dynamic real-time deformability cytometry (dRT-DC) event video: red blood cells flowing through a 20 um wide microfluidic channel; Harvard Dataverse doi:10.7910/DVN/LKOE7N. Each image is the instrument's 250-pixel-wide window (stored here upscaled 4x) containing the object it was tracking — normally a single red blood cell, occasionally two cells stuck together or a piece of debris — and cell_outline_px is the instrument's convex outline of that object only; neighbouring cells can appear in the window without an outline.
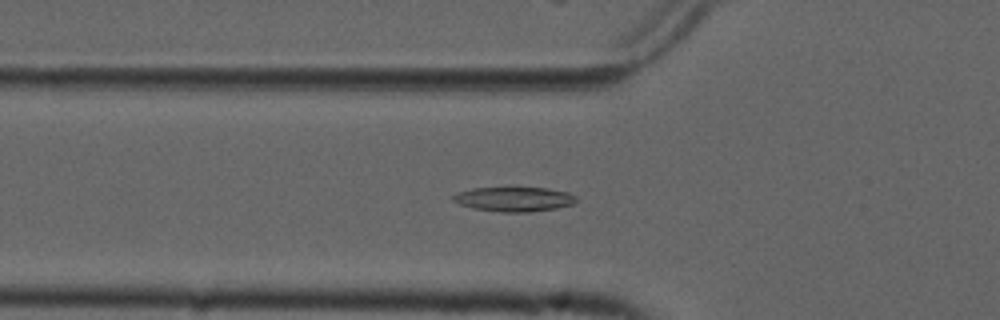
{"species": "common noctule bat (a hibernating species)", "species_latin": "Nyctalus noctula", "temperature_condition": "cold", "stored_images_in_passage": 55, "camera_frame_rate_fps": 3000, "um_per_image_px": 0.085, "animal": {"sex": "male", "forearm_length_mm": 52.5}, "frame": {"image": 1, "passage_image": 19, "time_ms": 6.0, "image_size_px": [1000, 320], "cell_outline_px": [[576, 200], [572, 204], [556, 208], [532, 212], [500, 212], [472, 208], [460, 204], [452, 200], [452, 196], [456, 192], [472, 188], [548, 188], [568, 192], [576, 196]], "centroid_in_image_um": [43.67, 16.93], "position_along_channel_um": 82.1, "area_um2": 17.63}}
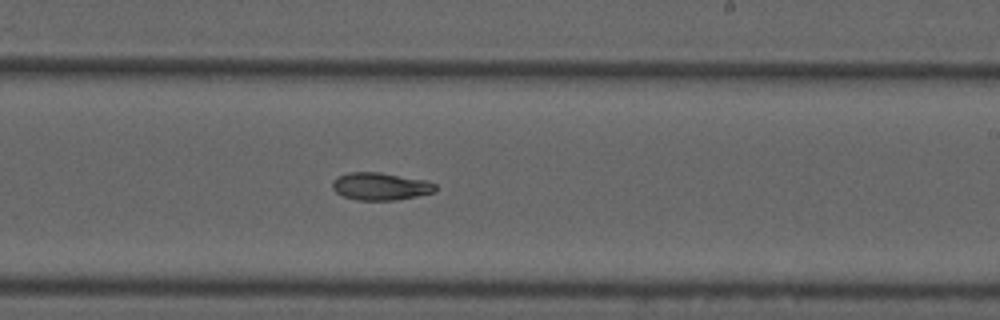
{"frame": {"image": 2, "passage_image": 33, "time_ms": 10.667, "image_size_px": [1000, 320], "cell_outline_px": [[436, 192], [396, 200], [356, 200], [344, 196], [336, 192], [332, 188], [332, 180], [336, 176], [348, 172], [380, 172], [428, 180], [436, 184]], "centroid_in_image_um": [32.34, 15.83], "position_along_channel_um": 256.7, "area_um2": 16.76}}
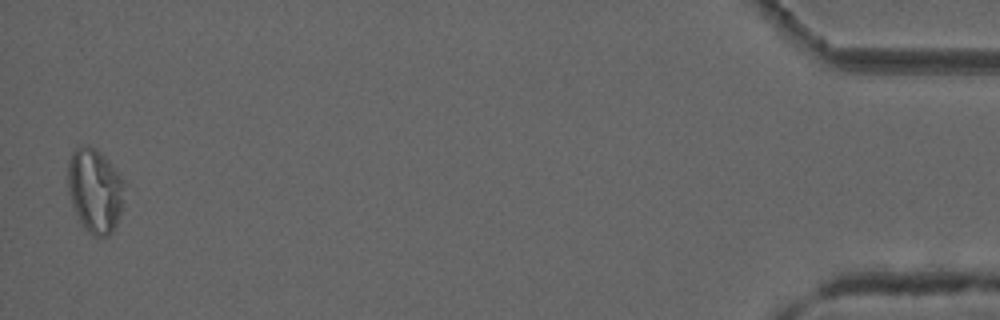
{"frame": {"image": 3, "passage_image": 54, "time_ms": 17.667, "image_size_px": [1000, 320], "cell_outline_px": [[120, 212], [116, 224], [112, 232], [108, 236], [96, 236], [88, 232], [84, 228], [72, 204], [68, 192], [68, 164], [72, 152], [76, 148], [84, 144], [88, 144], [96, 148], [104, 156], [120, 176]], "centroid_in_image_um": [8.0, 16.17], "position_along_channel_um": 427.2, "area_um2": 26.82}}